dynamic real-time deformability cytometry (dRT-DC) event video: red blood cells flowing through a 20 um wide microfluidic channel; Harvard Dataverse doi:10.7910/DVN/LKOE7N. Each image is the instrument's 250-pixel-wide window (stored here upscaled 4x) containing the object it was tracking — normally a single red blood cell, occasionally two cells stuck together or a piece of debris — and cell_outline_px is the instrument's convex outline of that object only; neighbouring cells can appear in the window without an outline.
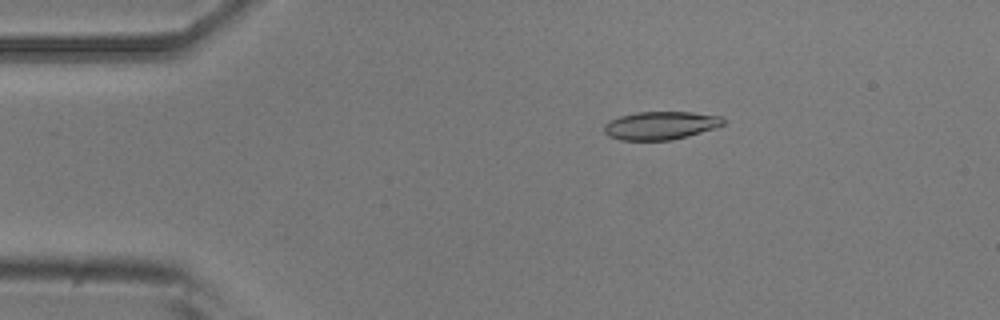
{"species": "common noctule bat (a hibernating species)", "species_latin": "Nyctalus noctula", "temperature_condition": "room temperature", "stored_images_in_passage": 11, "camera_frame_rate_fps": 3000, "um_per_image_px": 0.085, "animal": {"sex": "male", "body_mass_g": 20.5, "forearm_length_mm": 52.5}, "frame": {"image": 1, "passage_image": 3, "time_ms": 3.0, "image_size_px": [1000, 320], "cell_outline_px": [[724, 124], [716, 128], [688, 136], [672, 140], [620, 140], [608, 136], [604, 132], [604, 124], [608, 120], [620, 116], [636, 112], [692, 112], [720, 116], [724, 120]], "centroid_in_image_um": [56.12, 10.67], "position_along_channel_um": 28.9, "area_um2": 19.65}}
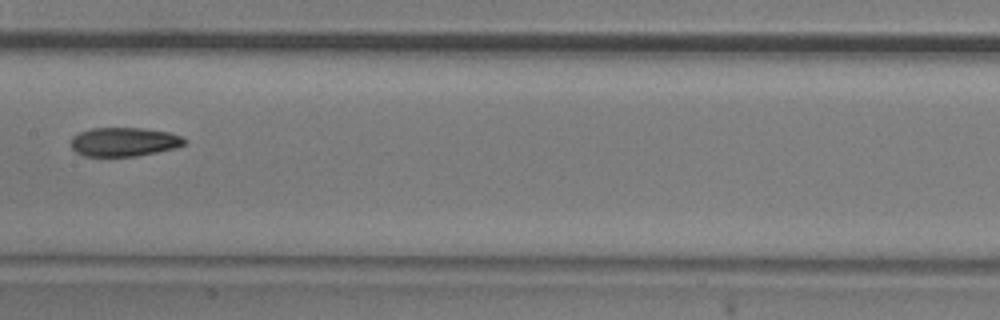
{"frame": {"image": 2, "passage_image": 8, "time_ms": 9.0, "image_size_px": [1000, 320], "cell_outline_px": [[188, 140], [184, 144], [176, 148], [136, 156], [84, 156], [76, 152], [72, 148], [72, 136], [80, 132], [92, 128], [144, 128], [172, 132]], "centroid_in_image_um": [10.57, 12.05], "position_along_channel_um": 196.8, "area_um2": 19.19}}
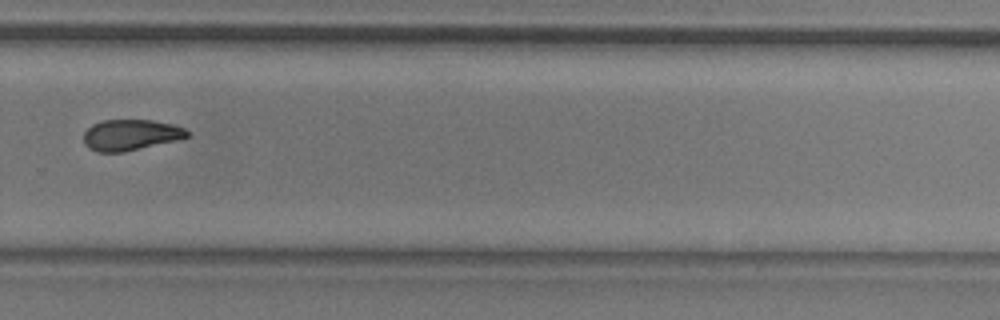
{"frame": {"image": 3, "passage_image": 11, "time_ms": 12.333, "image_size_px": [1000, 320], "cell_outline_px": [[188, 136], [176, 140], [124, 152], [96, 152], [88, 148], [84, 144], [84, 132], [92, 124], [104, 120], [152, 120], [172, 124], [184, 128], [188, 132]], "centroid_in_image_um": [11.06, 11.47], "position_along_channel_um": 318.7, "area_um2": 18.55}}